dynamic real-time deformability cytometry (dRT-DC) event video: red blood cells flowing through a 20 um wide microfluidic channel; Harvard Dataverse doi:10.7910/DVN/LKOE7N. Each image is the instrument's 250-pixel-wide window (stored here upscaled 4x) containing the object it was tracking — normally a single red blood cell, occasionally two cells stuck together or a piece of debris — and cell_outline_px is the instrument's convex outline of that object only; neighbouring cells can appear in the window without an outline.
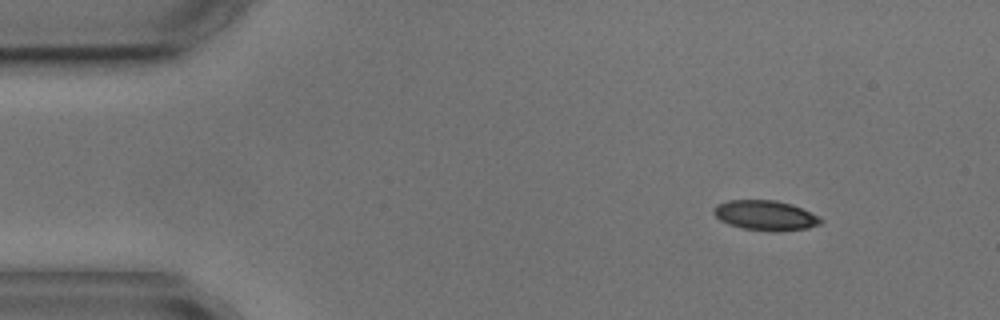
{"species": "common noctule bat (a hibernating species)", "species_latin": "Nyctalus noctula", "temperature_condition": "cold", "stored_images_in_passage": 5, "camera_frame_rate_fps": 3000, "um_per_image_px": 0.085, "animal": {"sex": "male", "body_mass_g": 17.9, "forearm_length_mm": 54.2}, "frame": {"image": 1, "passage_image": 1, "time_ms": 0.0, "image_size_px": [1000, 320], "cell_outline_px": [[824, 220], [820, 224], [808, 228], [776, 232], [768, 232], [744, 228], [728, 224], [720, 220], [712, 212], [712, 208], [716, 204], [728, 200], [776, 200], [792, 204], [820, 216]], "centroid_in_image_um": [65.06, 18.31], "position_along_channel_um": 19.9, "area_um2": 18.96}}
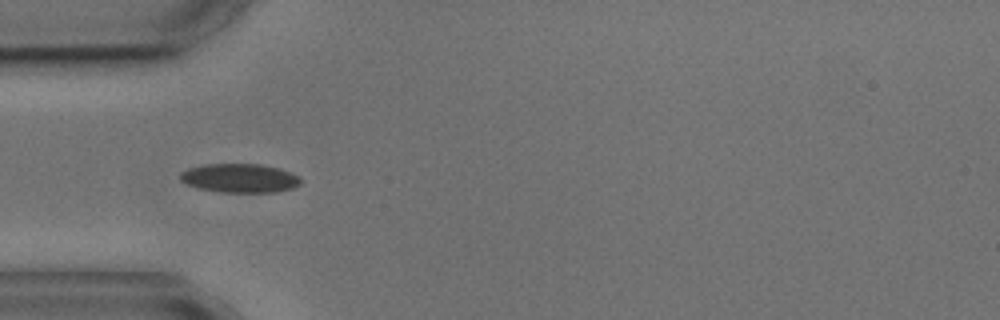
{"frame": {"image": 2, "passage_image": 4, "time_ms": 3.333, "image_size_px": [1000, 320], "cell_outline_px": [[300, 184], [292, 188], [276, 192], [220, 192], [196, 188], [180, 180], [180, 172], [188, 168], [204, 164], [260, 164], [280, 168], [292, 172], [300, 180]], "centroid_in_image_um": [20.35, 15.14], "position_along_channel_um": 64.6, "area_um2": 20.35}}